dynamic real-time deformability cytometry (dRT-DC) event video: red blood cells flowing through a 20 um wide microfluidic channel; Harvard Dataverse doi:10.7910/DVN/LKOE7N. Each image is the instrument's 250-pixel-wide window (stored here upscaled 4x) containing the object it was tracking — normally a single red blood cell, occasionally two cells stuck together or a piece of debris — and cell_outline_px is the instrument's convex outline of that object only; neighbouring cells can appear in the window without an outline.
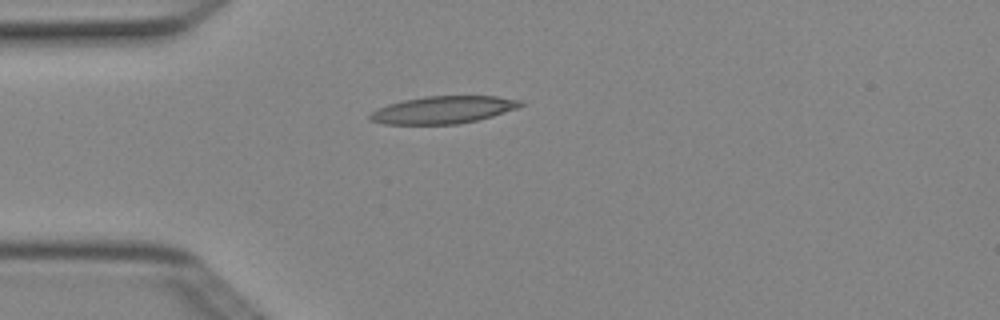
{"species": "Egyptian fruit bat (a non-hibernating species)", "species_latin": "Rousettus aegyptiacus", "temperature_condition": "cold", "stored_images_in_passage": 3, "camera_frame_rate_fps": 3000, "um_per_image_px": 0.085, "animal": {"sex": "female"}, "frame": {"image": 1, "passage_image": 3, "time_ms": 0.667, "image_size_px": [1000, 320], "cell_outline_px": [[524, 104], [516, 108], [492, 116], [476, 120], [456, 124], [384, 124], [368, 120], [368, 116], [376, 108], [388, 104], [404, 100], [428, 96], [496, 96], [524, 100]], "centroid_in_image_um": [37.65, 9.33], "position_along_channel_um": 47.4, "area_um2": 23.99}}